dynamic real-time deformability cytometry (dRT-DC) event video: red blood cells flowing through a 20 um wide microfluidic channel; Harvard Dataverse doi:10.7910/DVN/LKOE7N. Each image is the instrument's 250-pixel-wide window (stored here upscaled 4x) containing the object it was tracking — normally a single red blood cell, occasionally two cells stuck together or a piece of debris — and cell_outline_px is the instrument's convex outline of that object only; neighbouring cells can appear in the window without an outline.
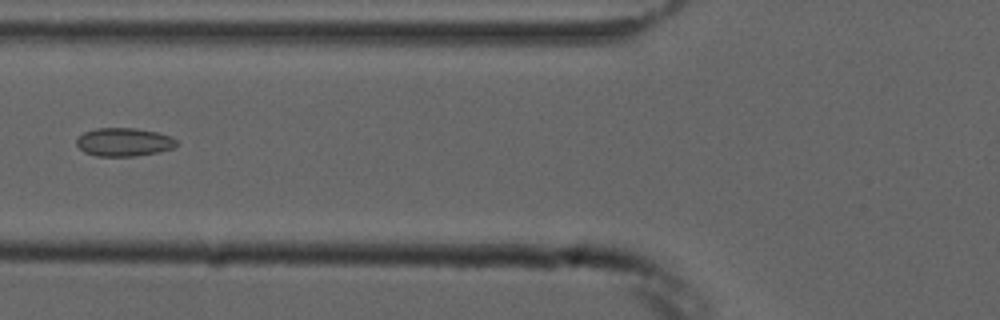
{"species": "common noctule bat (a hibernating species)", "species_latin": "Nyctalus noctula", "temperature_condition": "cold", "stored_images_in_passage": 4, "camera_frame_rate_fps": 3000, "um_per_image_px": 0.085, "animal": {"sex": "male", "forearm_length_mm": 52.5}, "frame": {"image": 1, "passage_image": 4, "time_ms": 3.333, "image_size_px": [1000, 320], "cell_outline_px": [[176, 144], [172, 148], [156, 152], [132, 156], [96, 156], [84, 152], [76, 144], [76, 140], [84, 132], [96, 128], [136, 128], [156, 132], [172, 136], [176, 140]], "centroid_in_image_um": [10.5, 12.07], "position_along_channel_um": 115.3, "area_um2": 16.36}}